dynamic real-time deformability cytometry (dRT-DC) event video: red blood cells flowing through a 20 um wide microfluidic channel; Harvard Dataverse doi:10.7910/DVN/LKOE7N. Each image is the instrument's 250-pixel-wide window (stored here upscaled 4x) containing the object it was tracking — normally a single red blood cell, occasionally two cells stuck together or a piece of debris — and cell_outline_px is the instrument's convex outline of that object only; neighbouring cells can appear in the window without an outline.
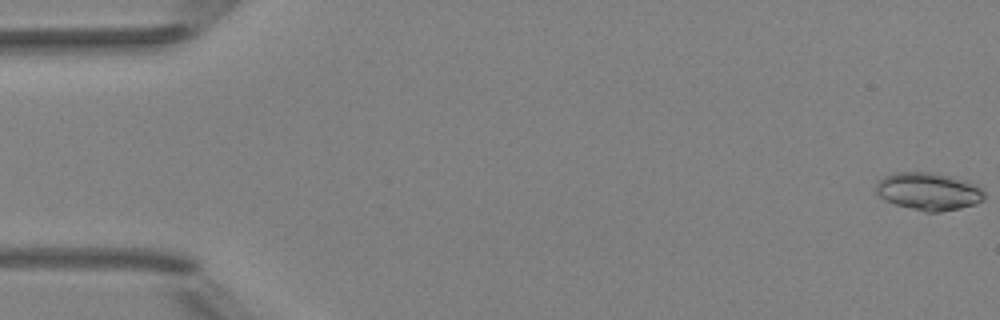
{"species": "Egyptian fruit bat (a non-hibernating species)", "species_latin": "Rousettus aegyptiacus", "temperature_condition": "room temperature", "stored_images_in_passage": 5, "camera_frame_rate_fps": 3000, "um_per_image_px": 0.085, "animal": {"sex": "female"}, "frame": {"image": 1, "passage_image": 1, "time_ms": 0.0, "image_size_px": [1000, 320], "cell_outline_px": [[984, 200], [976, 204], [960, 208], [940, 212], [924, 212], [896, 204], [884, 200], [876, 192], [876, 184], [884, 176], [896, 172], [932, 172], [968, 180], [980, 188], [984, 192]], "centroid_in_image_um": [78.94, 16.27], "position_along_channel_um": 6.1, "area_um2": 23.81}}